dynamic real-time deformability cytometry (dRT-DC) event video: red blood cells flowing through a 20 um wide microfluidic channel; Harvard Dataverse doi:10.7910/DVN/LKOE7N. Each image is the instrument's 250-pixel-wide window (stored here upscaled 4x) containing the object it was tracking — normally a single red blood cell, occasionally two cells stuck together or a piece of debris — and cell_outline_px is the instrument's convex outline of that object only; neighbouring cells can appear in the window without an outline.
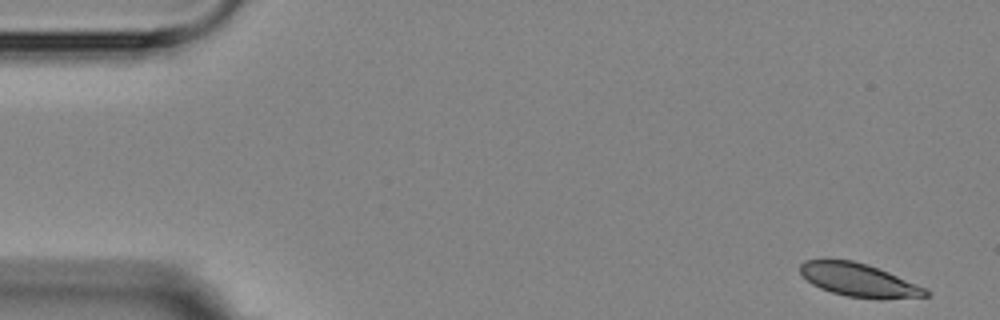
{"species": "Egyptian fruit bat (a non-hibernating species)", "species_latin": "Rousettus aegyptiacus", "temperature_condition": "room temperature", "stored_images_in_passage": 9, "camera_frame_rate_fps": 3000, "um_per_image_px": 0.085, "animal": {"sex": "female"}, "frame": {"image": 1, "passage_image": 1, "time_ms": 0.0, "image_size_px": [1000, 320], "cell_outline_px": [[932, 296], [880, 300], [848, 296], [832, 292], [820, 288], [812, 284], [800, 272], [800, 264], [804, 260], [852, 260], [868, 264], [888, 272], [916, 284], [932, 292]], "centroid_in_image_um": [73.05, 23.82], "position_along_channel_um": 12.0, "area_um2": 24.33}}
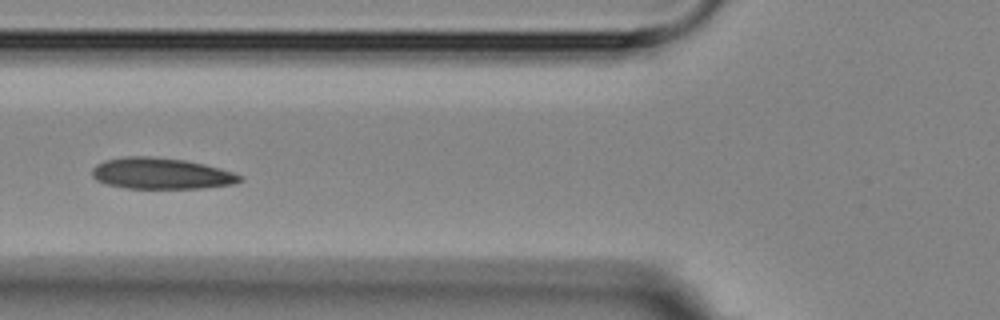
{"frame": {"image": 2, "passage_image": 6, "time_ms": 6.0, "image_size_px": [1000, 320], "cell_outline_px": [[244, 180], [232, 184], [200, 188], [124, 188], [104, 184], [96, 180], [92, 176], [92, 168], [96, 164], [104, 160], [124, 156], [148, 156], [184, 160], [204, 164], [220, 168], [232, 172], [240, 176]], "centroid_in_image_um": [13.64, 14.74], "position_along_channel_um": 112.2, "area_um2": 26.88}}
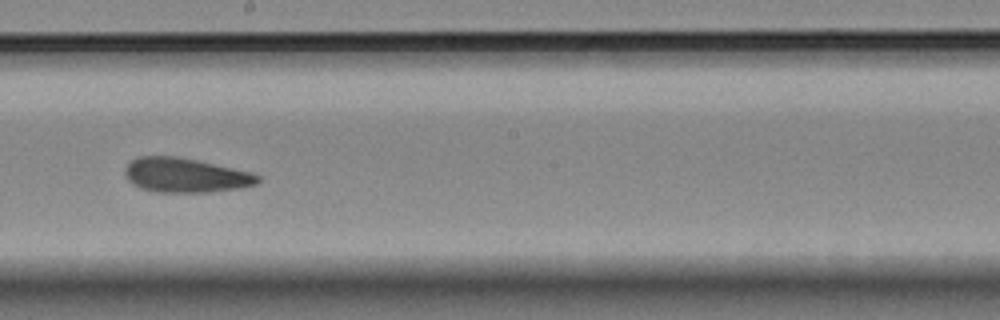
{"frame": {"image": 3, "passage_image": 9, "time_ms": 9.333, "image_size_px": [1000, 320], "cell_outline_px": [[260, 180], [256, 184], [240, 188], [208, 192], [156, 192], [140, 188], [132, 184], [128, 180], [124, 172], [124, 168], [132, 160], [140, 156], [176, 156], [196, 160], [252, 172], [260, 176]], "centroid_in_image_um": [15.75, 14.9], "position_along_channel_um": 232.4, "area_um2": 26.65}}